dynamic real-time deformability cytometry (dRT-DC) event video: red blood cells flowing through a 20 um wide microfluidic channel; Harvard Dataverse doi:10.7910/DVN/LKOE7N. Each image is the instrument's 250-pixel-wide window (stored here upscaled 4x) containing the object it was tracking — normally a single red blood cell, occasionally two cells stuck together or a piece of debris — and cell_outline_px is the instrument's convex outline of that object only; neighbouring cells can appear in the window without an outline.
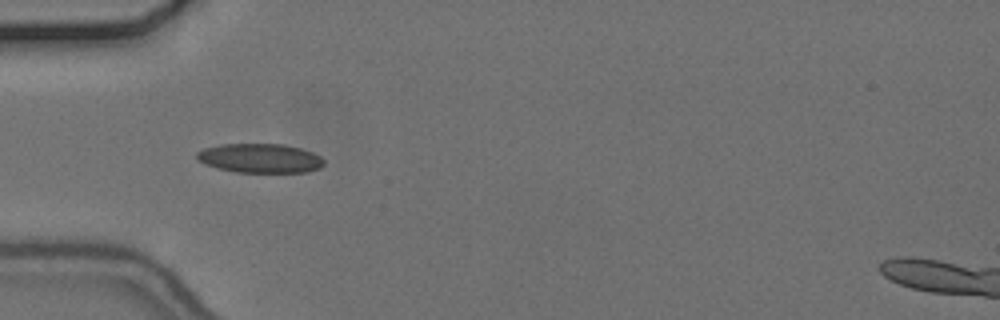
{"species": "common noctule bat (a hibernating species)", "species_latin": "Nyctalus noctula", "temperature_condition": "cold", "stored_images_in_passage": 4, "camera_frame_rate_fps": 3000, "um_per_image_px": 0.085, "animal": {"sex": "female", "body_mass_g": 24.6, "forearm_length_mm": 56.2}, "frame": {"image": 1, "passage_image": 1, "time_ms": 0.0, "image_size_px": [1000, 320], "cell_outline_px": [[324, 164], [320, 168], [308, 172], [236, 172], [204, 164], [196, 160], [196, 152], [204, 148], [220, 144], [284, 144], [300, 148], [312, 152], [320, 156], [324, 160]], "centroid_in_image_um": [22.1, 13.44], "position_along_channel_um": 62.9, "area_um2": 21.73}}
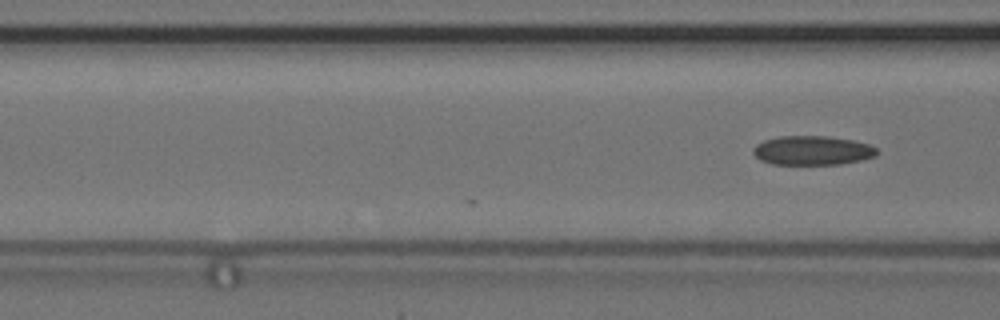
{"frame": {"image": 2, "passage_image": 4, "time_ms": 1.0, "image_size_px": [1000, 320], "cell_outline_px": [[880, 152], [876, 156], [860, 160], [840, 164], [772, 164], [760, 160], [752, 152], [752, 148], [756, 144], [764, 140], [780, 136], [828, 136], [852, 140], [868, 144], [876, 148]], "centroid_in_image_um": [69.04, 12.79], "position_along_channel_um": 97.6, "area_um2": 21.1}}